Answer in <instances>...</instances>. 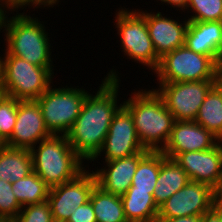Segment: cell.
Segmentation results:
<instances>
[{"instance_id":"6da1fadb","label":"cell","mask_w":222,"mask_h":222,"mask_svg":"<svg viewBox=\"0 0 222 222\" xmlns=\"http://www.w3.org/2000/svg\"><path fill=\"white\" fill-rule=\"evenodd\" d=\"M110 70L95 95L88 94L75 123L66 134L73 150L84 160L98 154L106 139L110 124L123 106L117 104L119 77Z\"/></svg>"},{"instance_id":"7a4b0ae2","label":"cell","mask_w":222,"mask_h":222,"mask_svg":"<svg viewBox=\"0 0 222 222\" xmlns=\"http://www.w3.org/2000/svg\"><path fill=\"white\" fill-rule=\"evenodd\" d=\"M123 106L132 115L143 147L149 151H161L170 137L175 120L158 93L154 89L139 90L124 101Z\"/></svg>"},{"instance_id":"3957f363","label":"cell","mask_w":222,"mask_h":222,"mask_svg":"<svg viewBox=\"0 0 222 222\" xmlns=\"http://www.w3.org/2000/svg\"><path fill=\"white\" fill-rule=\"evenodd\" d=\"M6 13L1 25V30H6L7 48L4 54H11L39 67H52L50 40L41 21L25 13H17L10 19Z\"/></svg>"},{"instance_id":"277c9868","label":"cell","mask_w":222,"mask_h":222,"mask_svg":"<svg viewBox=\"0 0 222 222\" xmlns=\"http://www.w3.org/2000/svg\"><path fill=\"white\" fill-rule=\"evenodd\" d=\"M31 151L33 171L51 188L75 179L85 170L66 135H51ZM38 148V149H36Z\"/></svg>"},{"instance_id":"5b68a950","label":"cell","mask_w":222,"mask_h":222,"mask_svg":"<svg viewBox=\"0 0 222 222\" xmlns=\"http://www.w3.org/2000/svg\"><path fill=\"white\" fill-rule=\"evenodd\" d=\"M1 60V93L17 100H37L52 83L53 67H39L11 54Z\"/></svg>"},{"instance_id":"8992f818","label":"cell","mask_w":222,"mask_h":222,"mask_svg":"<svg viewBox=\"0 0 222 222\" xmlns=\"http://www.w3.org/2000/svg\"><path fill=\"white\" fill-rule=\"evenodd\" d=\"M220 68L210 56L195 53L184 45L163 55L153 73L159 84L220 80Z\"/></svg>"},{"instance_id":"52a82bcc","label":"cell","mask_w":222,"mask_h":222,"mask_svg":"<svg viewBox=\"0 0 222 222\" xmlns=\"http://www.w3.org/2000/svg\"><path fill=\"white\" fill-rule=\"evenodd\" d=\"M88 91L50 86L38 99L46 128L52 135H66L81 112Z\"/></svg>"},{"instance_id":"ba28073f","label":"cell","mask_w":222,"mask_h":222,"mask_svg":"<svg viewBox=\"0 0 222 222\" xmlns=\"http://www.w3.org/2000/svg\"><path fill=\"white\" fill-rule=\"evenodd\" d=\"M120 9L116 13L115 24L124 54L131 60L151 68L153 72L160 58L156 55L149 36L146 19L137 10Z\"/></svg>"},{"instance_id":"9c48e42d","label":"cell","mask_w":222,"mask_h":222,"mask_svg":"<svg viewBox=\"0 0 222 222\" xmlns=\"http://www.w3.org/2000/svg\"><path fill=\"white\" fill-rule=\"evenodd\" d=\"M219 80L184 81L159 84L154 89L175 121H195L209 90Z\"/></svg>"},{"instance_id":"30bf717a","label":"cell","mask_w":222,"mask_h":222,"mask_svg":"<svg viewBox=\"0 0 222 222\" xmlns=\"http://www.w3.org/2000/svg\"><path fill=\"white\" fill-rule=\"evenodd\" d=\"M217 192L210 186L189 181L160 207L157 219L203 215L212 209Z\"/></svg>"},{"instance_id":"8fae6325","label":"cell","mask_w":222,"mask_h":222,"mask_svg":"<svg viewBox=\"0 0 222 222\" xmlns=\"http://www.w3.org/2000/svg\"><path fill=\"white\" fill-rule=\"evenodd\" d=\"M97 184L94 171L84 170L75 179L51 187L47 202L54 220L67 221L75 210L89 201Z\"/></svg>"},{"instance_id":"7c38bea8","label":"cell","mask_w":222,"mask_h":222,"mask_svg":"<svg viewBox=\"0 0 222 222\" xmlns=\"http://www.w3.org/2000/svg\"><path fill=\"white\" fill-rule=\"evenodd\" d=\"M142 151L149 150L145 149L138 139L131 113L122 106L110 124L102 148L91 161L96 160L102 153L105 161H112Z\"/></svg>"},{"instance_id":"4fadbf2b","label":"cell","mask_w":222,"mask_h":222,"mask_svg":"<svg viewBox=\"0 0 222 222\" xmlns=\"http://www.w3.org/2000/svg\"><path fill=\"white\" fill-rule=\"evenodd\" d=\"M51 135L37 100H18L16 123L6 146L31 150Z\"/></svg>"},{"instance_id":"5bb4252c","label":"cell","mask_w":222,"mask_h":222,"mask_svg":"<svg viewBox=\"0 0 222 222\" xmlns=\"http://www.w3.org/2000/svg\"><path fill=\"white\" fill-rule=\"evenodd\" d=\"M174 160L190 181L206 184L216 192L222 186V154L218 144L209 150L181 153Z\"/></svg>"},{"instance_id":"9a60e30c","label":"cell","mask_w":222,"mask_h":222,"mask_svg":"<svg viewBox=\"0 0 222 222\" xmlns=\"http://www.w3.org/2000/svg\"><path fill=\"white\" fill-rule=\"evenodd\" d=\"M217 144L218 138L195 121H175L161 152L175 159L181 153L209 150Z\"/></svg>"},{"instance_id":"2e32d148","label":"cell","mask_w":222,"mask_h":222,"mask_svg":"<svg viewBox=\"0 0 222 222\" xmlns=\"http://www.w3.org/2000/svg\"><path fill=\"white\" fill-rule=\"evenodd\" d=\"M145 19L149 36L153 42L156 55L161 58L166 53L184 46L185 35L188 28L189 20L176 21L162 16L161 12L156 14L147 11L137 10Z\"/></svg>"},{"instance_id":"e0dca14e","label":"cell","mask_w":222,"mask_h":222,"mask_svg":"<svg viewBox=\"0 0 222 222\" xmlns=\"http://www.w3.org/2000/svg\"><path fill=\"white\" fill-rule=\"evenodd\" d=\"M148 152L142 151L125 158L105 161L106 166L94 172L97 185L108 193L123 196L132 185L139 161Z\"/></svg>"},{"instance_id":"ac0fdd59","label":"cell","mask_w":222,"mask_h":222,"mask_svg":"<svg viewBox=\"0 0 222 222\" xmlns=\"http://www.w3.org/2000/svg\"><path fill=\"white\" fill-rule=\"evenodd\" d=\"M184 45L222 65V21H189Z\"/></svg>"},{"instance_id":"d6986e66","label":"cell","mask_w":222,"mask_h":222,"mask_svg":"<svg viewBox=\"0 0 222 222\" xmlns=\"http://www.w3.org/2000/svg\"><path fill=\"white\" fill-rule=\"evenodd\" d=\"M190 178L174 159L161 152V167L153 193L155 204L159 208L175 192L181 190Z\"/></svg>"},{"instance_id":"ffe728a7","label":"cell","mask_w":222,"mask_h":222,"mask_svg":"<svg viewBox=\"0 0 222 222\" xmlns=\"http://www.w3.org/2000/svg\"><path fill=\"white\" fill-rule=\"evenodd\" d=\"M121 199L128 222H157L159 208L150 191L129 187Z\"/></svg>"},{"instance_id":"44dd1931","label":"cell","mask_w":222,"mask_h":222,"mask_svg":"<svg viewBox=\"0 0 222 222\" xmlns=\"http://www.w3.org/2000/svg\"><path fill=\"white\" fill-rule=\"evenodd\" d=\"M33 172L31 151L0 147V179L15 183Z\"/></svg>"},{"instance_id":"7402d4cb","label":"cell","mask_w":222,"mask_h":222,"mask_svg":"<svg viewBox=\"0 0 222 222\" xmlns=\"http://www.w3.org/2000/svg\"><path fill=\"white\" fill-rule=\"evenodd\" d=\"M195 122L222 137V80L220 79L207 93L199 108Z\"/></svg>"},{"instance_id":"603a6c76","label":"cell","mask_w":222,"mask_h":222,"mask_svg":"<svg viewBox=\"0 0 222 222\" xmlns=\"http://www.w3.org/2000/svg\"><path fill=\"white\" fill-rule=\"evenodd\" d=\"M89 200L97 222H128L121 196L108 193L96 184Z\"/></svg>"},{"instance_id":"cb8c5ba5","label":"cell","mask_w":222,"mask_h":222,"mask_svg":"<svg viewBox=\"0 0 222 222\" xmlns=\"http://www.w3.org/2000/svg\"><path fill=\"white\" fill-rule=\"evenodd\" d=\"M49 190L50 187L34 171L12 183V191L22 207L47 201Z\"/></svg>"},{"instance_id":"d4e9b609","label":"cell","mask_w":222,"mask_h":222,"mask_svg":"<svg viewBox=\"0 0 222 222\" xmlns=\"http://www.w3.org/2000/svg\"><path fill=\"white\" fill-rule=\"evenodd\" d=\"M161 167V151H149L138 163L132 179L135 190L150 191L153 195Z\"/></svg>"},{"instance_id":"484cf974","label":"cell","mask_w":222,"mask_h":222,"mask_svg":"<svg viewBox=\"0 0 222 222\" xmlns=\"http://www.w3.org/2000/svg\"><path fill=\"white\" fill-rule=\"evenodd\" d=\"M18 100L0 93V147L11 137L17 118Z\"/></svg>"},{"instance_id":"4316f807","label":"cell","mask_w":222,"mask_h":222,"mask_svg":"<svg viewBox=\"0 0 222 222\" xmlns=\"http://www.w3.org/2000/svg\"><path fill=\"white\" fill-rule=\"evenodd\" d=\"M194 11L189 21H222V0H189L186 9Z\"/></svg>"},{"instance_id":"83f0119b","label":"cell","mask_w":222,"mask_h":222,"mask_svg":"<svg viewBox=\"0 0 222 222\" xmlns=\"http://www.w3.org/2000/svg\"><path fill=\"white\" fill-rule=\"evenodd\" d=\"M21 208L12 191V183L0 179V217L13 221Z\"/></svg>"},{"instance_id":"f1b7e54d","label":"cell","mask_w":222,"mask_h":222,"mask_svg":"<svg viewBox=\"0 0 222 222\" xmlns=\"http://www.w3.org/2000/svg\"><path fill=\"white\" fill-rule=\"evenodd\" d=\"M53 215L47 201L23 206L12 222H53Z\"/></svg>"},{"instance_id":"f546056e","label":"cell","mask_w":222,"mask_h":222,"mask_svg":"<svg viewBox=\"0 0 222 222\" xmlns=\"http://www.w3.org/2000/svg\"><path fill=\"white\" fill-rule=\"evenodd\" d=\"M67 222H97L90 200L79 206L75 212L71 214Z\"/></svg>"},{"instance_id":"4dcf8cb0","label":"cell","mask_w":222,"mask_h":222,"mask_svg":"<svg viewBox=\"0 0 222 222\" xmlns=\"http://www.w3.org/2000/svg\"><path fill=\"white\" fill-rule=\"evenodd\" d=\"M2 3L7 7V9L9 11H15L16 9H19V7L22 9L25 8V6L27 7V5L29 6H33V7H42L43 5V0H1Z\"/></svg>"},{"instance_id":"1f68e13d","label":"cell","mask_w":222,"mask_h":222,"mask_svg":"<svg viewBox=\"0 0 222 222\" xmlns=\"http://www.w3.org/2000/svg\"><path fill=\"white\" fill-rule=\"evenodd\" d=\"M157 222H202V215L157 219Z\"/></svg>"},{"instance_id":"d6a6232c","label":"cell","mask_w":222,"mask_h":222,"mask_svg":"<svg viewBox=\"0 0 222 222\" xmlns=\"http://www.w3.org/2000/svg\"><path fill=\"white\" fill-rule=\"evenodd\" d=\"M160 1L161 3L164 2L168 5L170 4L172 8L175 6L176 8L178 7V9L180 8L181 10L184 11V9H186L189 0H160Z\"/></svg>"},{"instance_id":"836d02e7","label":"cell","mask_w":222,"mask_h":222,"mask_svg":"<svg viewBox=\"0 0 222 222\" xmlns=\"http://www.w3.org/2000/svg\"><path fill=\"white\" fill-rule=\"evenodd\" d=\"M202 222H220L219 215L211 209L202 215Z\"/></svg>"},{"instance_id":"e575fe53","label":"cell","mask_w":222,"mask_h":222,"mask_svg":"<svg viewBox=\"0 0 222 222\" xmlns=\"http://www.w3.org/2000/svg\"><path fill=\"white\" fill-rule=\"evenodd\" d=\"M212 209L219 215V221L222 222V203L216 198Z\"/></svg>"},{"instance_id":"d590c367","label":"cell","mask_w":222,"mask_h":222,"mask_svg":"<svg viewBox=\"0 0 222 222\" xmlns=\"http://www.w3.org/2000/svg\"><path fill=\"white\" fill-rule=\"evenodd\" d=\"M3 8V9H2ZM6 8V9H5ZM7 10V7L4 6V4L2 3V1L0 0V31H1V25H2V19H3V16H4V11Z\"/></svg>"},{"instance_id":"8d00e7d4","label":"cell","mask_w":222,"mask_h":222,"mask_svg":"<svg viewBox=\"0 0 222 222\" xmlns=\"http://www.w3.org/2000/svg\"><path fill=\"white\" fill-rule=\"evenodd\" d=\"M59 0H43V7H54V4L58 3Z\"/></svg>"},{"instance_id":"74e56055","label":"cell","mask_w":222,"mask_h":222,"mask_svg":"<svg viewBox=\"0 0 222 222\" xmlns=\"http://www.w3.org/2000/svg\"><path fill=\"white\" fill-rule=\"evenodd\" d=\"M217 199L222 203V186L217 191Z\"/></svg>"},{"instance_id":"f35d334b","label":"cell","mask_w":222,"mask_h":222,"mask_svg":"<svg viewBox=\"0 0 222 222\" xmlns=\"http://www.w3.org/2000/svg\"><path fill=\"white\" fill-rule=\"evenodd\" d=\"M218 146L220 147L221 154H222V137L218 138Z\"/></svg>"},{"instance_id":"ab89813d","label":"cell","mask_w":222,"mask_h":222,"mask_svg":"<svg viewBox=\"0 0 222 222\" xmlns=\"http://www.w3.org/2000/svg\"><path fill=\"white\" fill-rule=\"evenodd\" d=\"M0 222H12V220L0 217Z\"/></svg>"},{"instance_id":"60d3db41","label":"cell","mask_w":222,"mask_h":222,"mask_svg":"<svg viewBox=\"0 0 222 222\" xmlns=\"http://www.w3.org/2000/svg\"><path fill=\"white\" fill-rule=\"evenodd\" d=\"M2 57H0L1 59ZM0 93H1V60H0Z\"/></svg>"},{"instance_id":"b9f144b4","label":"cell","mask_w":222,"mask_h":222,"mask_svg":"<svg viewBox=\"0 0 222 222\" xmlns=\"http://www.w3.org/2000/svg\"><path fill=\"white\" fill-rule=\"evenodd\" d=\"M220 79L222 80V65H221V68H220Z\"/></svg>"},{"instance_id":"7bdbcfd3","label":"cell","mask_w":222,"mask_h":222,"mask_svg":"<svg viewBox=\"0 0 222 222\" xmlns=\"http://www.w3.org/2000/svg\"><path fill=\"white\" fill-rule=\"evenodd\" d=\"M53 222H67V221L53 220Z\"/></svg>"}]
</instances>
